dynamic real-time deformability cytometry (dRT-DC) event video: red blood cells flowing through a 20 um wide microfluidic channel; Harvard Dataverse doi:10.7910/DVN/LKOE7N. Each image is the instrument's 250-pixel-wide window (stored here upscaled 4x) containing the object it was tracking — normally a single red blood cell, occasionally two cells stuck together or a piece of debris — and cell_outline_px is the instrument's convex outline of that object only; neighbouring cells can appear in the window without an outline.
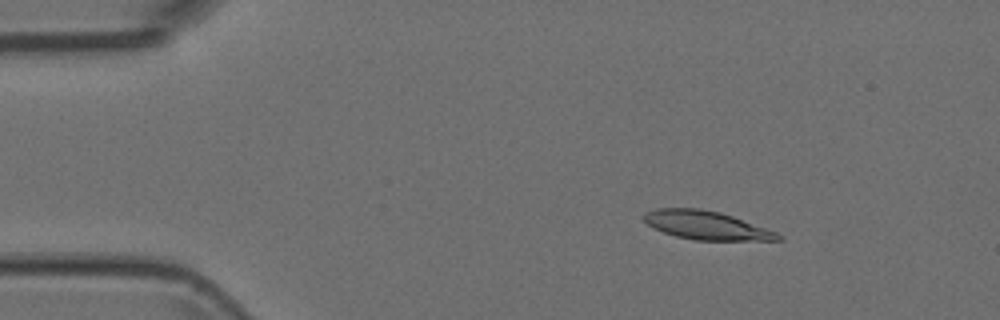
{"species": "Egyptian fruit bat (a non-hibernating species)", "species_latin": "Rousettus aegyptiacus", "temperature_condition": "room temperature", "stored_images_in_passage": 4, "camera_frame_rate_fps": 3000, "um_per_image_px": 0.085, "animal": {"sex": "female"}, "frame": {"image": 1, "passage_image": 2, "time_ms": 0.333, "image_size_px": [1000, 320], "cell_outline_px": [[784, 240], [696, 240], [676, 236], [652, 228], [644, 220], [644, 212], [656, 208], [700, 208], [720, 212], [732, 216], [776, 232], [784, 236]], "centroid_in_image_um": [60.02, 19.15], "position_along_channel_um": 25.0, "area_um2": 22.2}}